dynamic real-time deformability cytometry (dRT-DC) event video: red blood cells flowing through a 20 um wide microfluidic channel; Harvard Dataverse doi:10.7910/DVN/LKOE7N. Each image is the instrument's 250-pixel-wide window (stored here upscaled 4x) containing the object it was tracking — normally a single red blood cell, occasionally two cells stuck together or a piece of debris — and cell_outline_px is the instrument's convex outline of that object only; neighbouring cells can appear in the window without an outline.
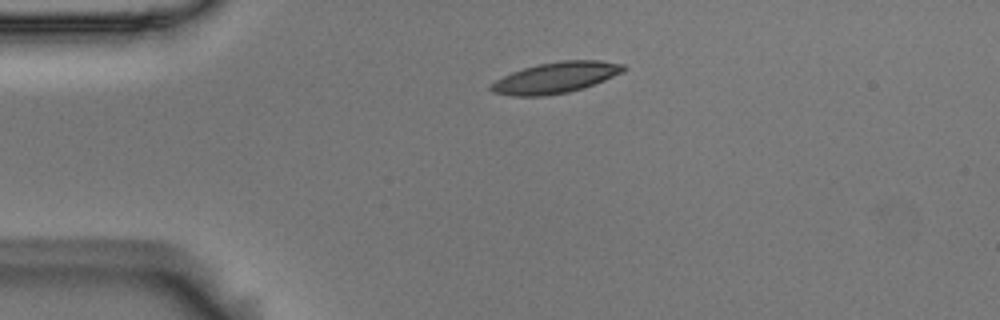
{"species": "Egyptian fruit bat (a non-hibernating species)", "species_latin": "Rousettus aegyptiacus", "temperature_condition": "room temperature", "stored_images_in_passage": 1, "camera_frame_rate_fps": 3000, "um_per_image_px": 0.085, "animal": {"sex": "male"}, "frame": {"image": 1, "passage_image": 1, "time_ms": 0.0, "image_size_px": [1000, 320], "cell_outline_px": [[612, 72], [596, 80], [572, 88], [552, 92], [528, 92], [556, 64], [604, 64]], "centroid_in_image_um": [48.44, 6.53], "position_along_channel_um": 36.6, "area_um2": 10.4}}